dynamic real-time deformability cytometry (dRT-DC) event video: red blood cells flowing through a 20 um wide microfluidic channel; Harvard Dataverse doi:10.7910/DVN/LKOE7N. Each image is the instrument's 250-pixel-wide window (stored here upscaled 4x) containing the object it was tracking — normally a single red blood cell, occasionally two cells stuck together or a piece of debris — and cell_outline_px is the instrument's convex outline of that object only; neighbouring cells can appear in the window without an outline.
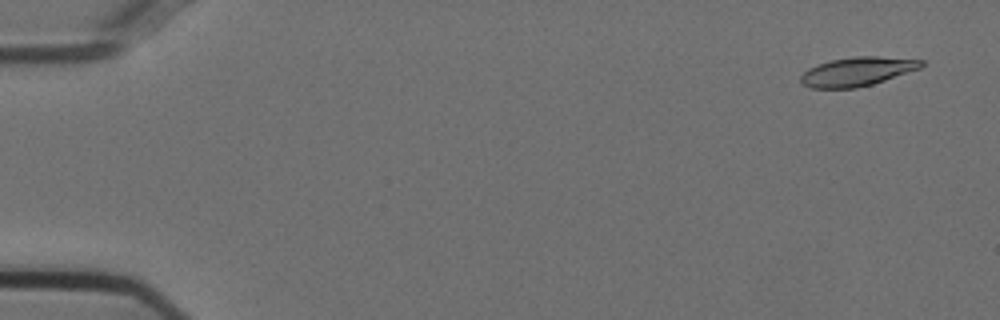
{"species": "Egyptian fruit bat (a non-hibernating species)", "species_latin": "Rousettus aegyptiacus", "temperature_condition": "cold", "stored_images_in_passage": 55, "camera_frame_rate_fps": 3000, "um_per_image_px": 0.085, "animal": {"sex": "female"}, "frame": {"image": 1, "passage_image": 3, "time_ms": 0.667, "image_size_px": [1000, 320], "cell_outline_px": [[924, 64], [920, 68], [872, 84], [856, 88], [812, 88], [804, 84], [800, 80], [800, 76], [808, 68], [832, 60], [856, 56], [876, 56], [924, 60]], "centroid_in_image_um": [72.86, 6.08], "position_along_channel_um": 12.1, "area_um2": 20.0}}
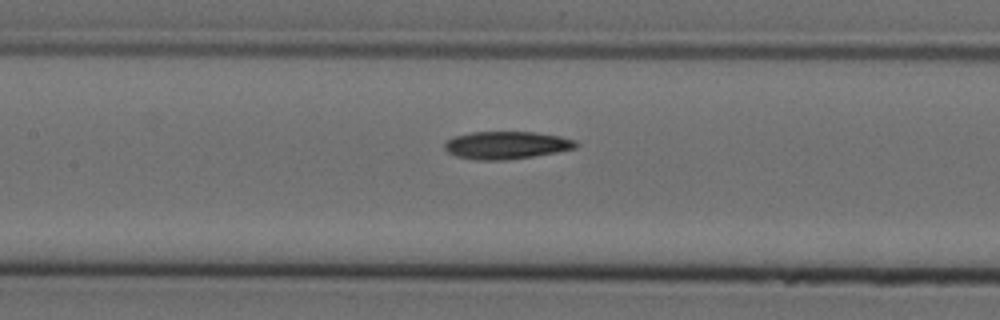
{"frame": {"image": 2, "passage_image": 26, "time_ms": 8.333, "image_size_px": [1000, 320], "cell_outline_px": [[580, 144], [576, 148], [556, 152], [532, 156], [504, 160], [476, 160], [456, 156], [448, 152], [444, 148], [444, 144], [452, 136], [472, 132], [536, 132], [560, 136], [576, 140]], "centroid_in_image_um": [43.05, 12.33], "position_along_channel_um": 164.4, "area_um2": 21.21}}
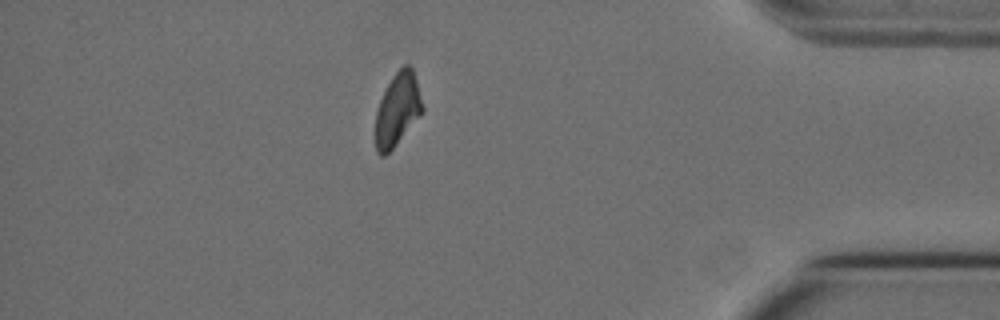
{"frame": {"image": 3, "passage_image": 48, "time_ms": 15.667, "image_size_px": [1000, 320], "cell_outline_px": [[424, 112], [396, 144], [384, 156], [380, 156], [376, 152], [376, 112], [380, 100], [392, 76], [404, 64], [408, 64], [412, 68], [424, 108]], "centroid_in_image_um": [33.79, 9.31], "position_along_channel_um": 401.4, "area_um2": 19.71}, "authors_computed_cell_mechanics": {"area_um2": 20.6346, "velocity_mm_per_s": 3.7287, "shape_relaxation_time_tau1_ms": 7.1452, "shape_relaxation_time_tau2_ms": 8.3069, "deformation_change_tau1": 0.1948, "deformation_change_tau2": 0.1668}}